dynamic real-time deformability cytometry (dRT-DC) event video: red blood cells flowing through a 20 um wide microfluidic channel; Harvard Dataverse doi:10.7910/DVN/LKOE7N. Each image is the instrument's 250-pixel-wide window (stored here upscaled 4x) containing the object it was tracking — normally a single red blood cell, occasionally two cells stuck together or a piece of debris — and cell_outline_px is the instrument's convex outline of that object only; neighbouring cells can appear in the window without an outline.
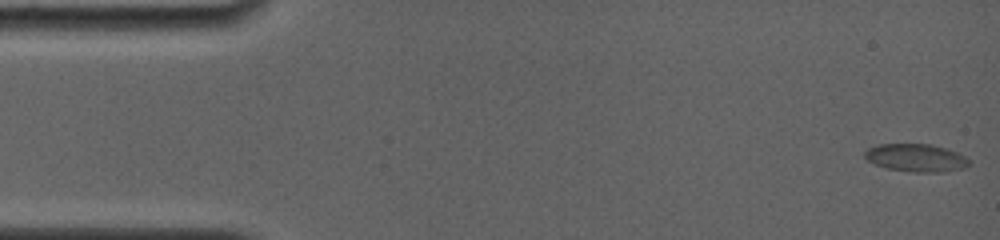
{"species": "common noctule bat (a hibernating species)", "species_latin": "Nyctalus noctula", "temperature_condition": "room temperature", "stored_images_in_passage": 65, "camera_frame_rate_fps": 4000, "um_per_image_px": 0.085, "animal": {"sex": "female", "body_mass_g": 19.0, "forearm_length_mm": 56.7}, "frame": {"image": 1, "passage_image": 1, "time_ms": 0.0, "image_size_px": [1000, 240], "cell_outline_px": [[968, 164], [964, 168], [948, 172], [912, 172], [888, 168], [876, 164], [868, 160], [864, 156], [864, 152], [868, 148], [880, 144], [928, 144], [944, 148], [968, 160]], "centroid_in_image_um": [77.81, 13.42], "position_along_channel_um": 7.2, "area_um2": 16.47}}
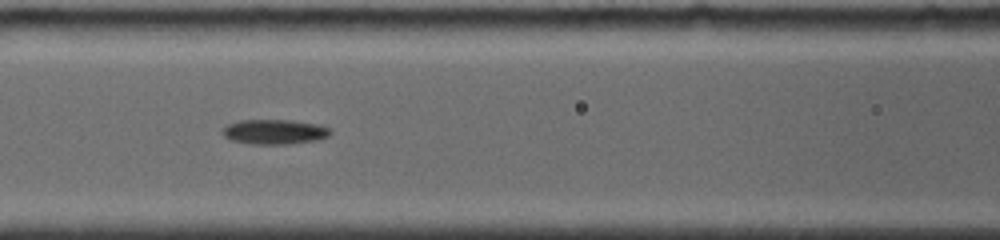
{"frame": {"image": 2, "passage_image": 28, "time_ms": 6.75, "image_size_px": [1000, 240], "cell_outline_px": [[332, 132], [328, 136], [316, 140], [288, 144], [252, 144], [232, 140], [224, 136], [224, 128], [228, 124], [240, 120], [292, 120], [316, 124], [332, 128]], "centroid_in_image_um": [23.37, 11.2], "position_along_channel_um": 143.2, "area_um2": 15.49}}
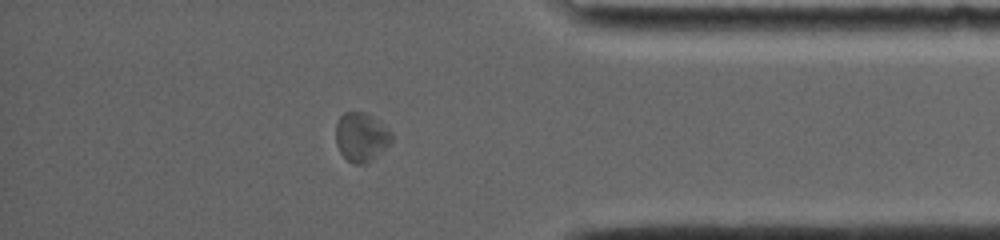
{"frame": {"image": 3, "passage_image": 56, "time_ms": 13.75, "image_size_px": [1000, 240], "cell_outline_px": [[392, 140], [368, 164], [356, 164], [348, 160], [340, 152], [336, 144], [336, 124], [340, 116], [344, 112], [364, 112], [372, 116], [388, 128], [392, 132]], "centroid_in_image_um": [30.7, 11.64], "position_along_channel_um": 404.5, "area_um2": 15.84}}